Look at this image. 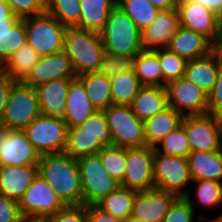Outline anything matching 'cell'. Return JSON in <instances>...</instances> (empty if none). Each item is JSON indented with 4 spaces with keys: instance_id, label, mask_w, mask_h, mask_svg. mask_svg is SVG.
Returning <instances> with one entry per match:
<instances>
[{
    "instance_id": "6da1fadb",
    "label": "cell",
    "mask_w": 222,
    "mask_h": 222,
    "mask_svg": "<svg viewBox=\"0 0 222 222\" xmlns=\"http://www.w3.org/2000/svg\"><path fill=\"white\" fill-rule=\"evenodd\" d=\"M38 173L52 187L65 205L83 204L78 160L66 153L40 157Z\"/></svg>"
},
{
    "instance_id": "7a4b0ae2",
    "label": "cell",
    "mask_w": 222,
    "mask_h": 222,
    "mask_svg": "<svg viewBox=\"0 0 222 222\" xmlns=\"http://www.w3.org/2000/svg\"><path fill=\"white\" fill-rule=\"evenodd\" d=\"M64 51L72 60L77 75L98 72L105 48L99 32L68 27L64 38Z\"/></svg>"
},
{
    "instance_id": "3957f363",
    "label": "cell",
    "mask_w": 222,
    "mask_h": 222,
    "mask_svg": "<svg viewBox=\"0 0 222 222\" xmlns=\"http://www.w3.org/2000/svg\"><path fill=\"white\" fill-rule=\"evenodd\" d=\"M105 51L134 58L142 50L141 30L120 6L109 14L105 28L100 32Z\"/></svg>"
},
{
    "instance_id": "277c9868",
    "label": "cell",
    "mask_w": 222,
    "mask_h": 222,
    "mask_svg": "<svg viewBox=\"0 0 222 222\" xmlns=\"http://www.w3.org/2000/svg\"><path fill=\"white\" fill-rule=\"evenodd\" d=\"M40 114L36 89L16 81L10 90L0 128L24 130Z\"/></svg>"
},
{
    "instance_id": "5b68a950",
    "label": "cell",
    "mask_w": 222,
    "mask_h": 222,
    "mask_svg": "<svg viewBox=\"0 0 222 222\" xmlns=\"http://www.w3.org/2000/svg\"><path fill=\"white\" fill-rule=\"evenodd\" d=\"M113 146L121 148L145 147L144 122L130 105L113 104L104 110Z\"/></svg>"
},
{
    "instance_id": "8992f818",
    "label": "cell",
    "mask_w": 222,
    "mask_h": 222,
    "mask_svg": "<svg viewBox=\"0 0 222 222\" xmlns=\"http://www.w3.org/2000/svg\"><path fill=\"white\" fill-rule=\"evenodd\" d=\"M153 178L155 188L186 197L192 185L187 157L171 156L154 152Z\"/></svg>"
},
{
    "instance_id": "52a82bcc",
    "label": "cell",
    "mask_w": 222,
    "mask_h": 222,
    "mask_svg": "<svg viewBox=\"0 0 222 222\" xmlns=\"http://www.w3.org/2000/svg\"><path fill=\"white\" fill-rule=\"evenodd\" d=\"M27 42L40 55H50L64 50L67 27L47 13L24 19Z\"/></svg>"
},
{
    "instance_id": "ba28073f",
    "label": "cell",
    "mask_w": 222,
    "mask_h": 222,
    "mask_svg": "<svg viewBox=\"0 0 222 222\" xmlns=\"http://www.w3.org/2000/svg\"><path fill=\"white\" fill-rule=\"evenodd\" d=\"M77 160L85 206L96 205L120 186V182L110 176L105 169L98 155L85 156Z\"/></svg>"
},
{
    "instance_id": "9c48e42d",
    "label": "cell",
    "mask_w": 222,
    "mask_h": 222,
    "mask_svg": "<svg viewBox=\"0 0 222 222\" xmlns=\"http://www.w3.org/2000/svg\"><path fill=\"white\" fill-rule=\"evenodd\" d=\"M24 131L40 156L64 152L68 126L63 118L40 114Z\"/></svg>"
},
{
    "instance_id": "30bf717a",
    "label": "cell",
    "mask_w": 222,
    "mask_h": 222,
    "mask_svg": "<svg viewBox=\"0 0 222 222\" xmlns=\"http://www.w3.org/2000/svg\"><path fill=\"white\" fill-rule=\"evenodd\" d=\"M155 148L150 146L126 148L127 169L120 186L135 192L155 188L153 158Z\"/></svg>"
},
{
    "instance_id": "8fae6325",
    "label": "cell",
    "mask_w": 222,
    "mask_h": 222,
    "mask_svg": "<svg viewBox=\"0 0 222 222\" xmlns=\"http://www.w3.org/2000/svg\"><path fill=\"white\" fill-rule=\"evenodd\" d=\"M180 26L207 37L216 47L222 37L219 16L195 0H179Z\"/></svg>"
},
{
    "instance_id": "7c38bea8",
    "label": "cell",
    "mask_w": 222,
    "mask_h": 222,
    "mask_svg": "<svg viewBox=\"0 0 222 222\" xmlns=\"http://www.w3.org/2000/svg\"><path fill=\"white\" fill-rule=\"evenodd\" d=\"M168 105L187 115L208 114V95L185 76L166 85Z\"/></svg>"
},
{
    "instance_id": "4fadbf2b",
    "label": "cell",
    "mask_w": 222,
    "mask_h": 222,
    "mask_svg": "<svg viewBox=\"0 0 222 222\" xmlns=\"http://www.w3.org/2000/svg\"><path fill=\"white\" fill-rule=\"evenodd\" d=\"M64 206L62 200L39 173L19 200L23 216L51 217Z\"/></svg>"
},
{
    "instance_id": "5bb4252c",
    "label": "cell",
    "mask_w": 222,
    "mask_h": 222,
    "mask_svg": "<svg viewBox=\"0 0 222 222\" xmlns=\"http://www.w3.org/2000/svg\"><path fill=\"white\" fill-rule=\"evenodd\" d=\"M40 157L24 130L0 128L1 166L38 165Z\"/></svg>"
},
{
    "instance_id": "9a60e30c",
    "label": "cell",
    "mask_w": 222,
    "mask_h": 222,
    "mask_svg": "<svg viewBox=\"0 0 222 222\" xmlns=\"http://www.w3.org/2000/svg\"><path fill=\"white\" fill-rule=\"evenodd\" d=\"M190 144L191 152L219 150L220 118L211 114L187 115L182 123Z\"/></svg>"
},
{
    "instance_id": "2e32d148",
    "label": "cell",
    "mask_w": 222,
    "mask_h": 222,
    "mask_svg": "<svg viewBox=\"0 0 222 222\" xmlns=\"http://www.w3.org/2000/svg\"><path fill=\"white\" fill-rule=\"evenodd\" d=\"M77 77L72 60L62 50L54 54L40 56L23 82L35 88L55 79H75Z\"/></svg>"
},
{
    "instance_id": "e0dca14e",
    "label": "cell",
    "mask_w": 222,
    "mask_h": 222,
    "mask_svg": "<svg viewBox=\"0 0 222 222\" xmlns=\"http://www.w3.org/2000/svg\"><path fill=\"white\" fill-rule=\"evenodd\" d=\"M179 26L177 8L160 10L156 18L141 31L143 50L167 48Z\"/></svg>"
},
{
    "instance_id": "ac0fdd59",
    "label": "cell",
    "mask_w": 222,
    "mask_h": 222,
    "mask_svg": "<svg viewBox=\"0 0 222 222\" xmlns=\"http://www.w3.org/2000/svg\"><path fill=\"white\" fill-rule=\"evenodd\" d=\"M177 198L157 188L136 192L131 215L146 222H161Z\"/></svg>"
},
{
    "instance_id": "d6986e66",
    "label": "cell",
    "mask_w": 222,
    "mask_h": 222,
    "mask_svg": "<svg viewBox=\"0 0 222 222\" xmlns=\"http://www.w3.org/2000/svg\"><path fill=\"white\" fill-rule=\"evenodd\" d=\"M186 61L209 55L216 46L204 35L179 26L167 47Z\"/></svg>"
},
{
    "instance_id": "ffe728a7",
    "label": "cell",
    "mask_w": 222,
    "mask_h": 222,
    "mask_svg": "<svg viewBox=\"0 0 222 222\" xmlns=\"http://www.w3.org/2000/svg\"><path fill=\"white\" fill-rule=\"evenodd\" d=\"M222 67V54L216 48L209 55L187 61L185 77L207 95L212 91Z\"/></svg>"
},
{
    "instance_id": "44dd1931",
    "label": "cell",
    "mask_w": 222,
    "mask_h": 222,
    "mask_svg": "<svg viewBox=\"0 0 222 222\" xmlns=\"http://www.w3.org/2000/svg\"><path fill=\"white\" fill-rule=\"evenodd\" d=\"M73 79H55L35 87L40 113L45 116L63 118L70 83Z\"/></svg>"
},
{
    "instance_id": "7402d4cb",
    "label": "cell",
    "mask_w": 222,
    "mask_h": 222,
    "mask_svg": "<svg viewBox=\"0 0 222 222\" xmlns=\"http://www.w3.org/2000/svg\"><path fill=\"white\" fill-rule=\"evenodd\" d=\"M38 174V165L1 166L0 194L19 201Z\"/></svg>"
},
{
    "instance_id": "603a6c76",
    "label": "cell",
    "mask_w": 222,
    "mask_h": 222,
    "mask_svg": "<svg viewBox=\"0 0 222 222\" xmlns=\"http://www.w3.org/2000/svg\"><path fill=\"white\" fill-rule=\"evenodd\" d=\"M66 104L63 120L68 128L80 126L97 111L78 77L70 83Z\"/></svg>"
},
{
    "instance_id": "cb8c5ba5",
    "label": "cell",
    "mask_w": 222,
    "mask_h": 222,
    "mask_svg": "<svg viewBox=\"0 0 222 222\" xmlns=\"http://www.w3.org/2000/svg\"><path fill=\"white\" fill-rule=\"evenodd\" d=\"M130 107L133 113L142 121L153 117L169 107L166 87L143 86Z\"/></svg>"
},
{
    "instance_id": "d4e9b609",
    "label": "cell",
    "mask_w": 222,
    "mask_h": 222,
    "mask_svg": "<svg viewBox=\"0 0 222 222\" xmlns=\"http://www.w3.org/2000/svg\"><path fill=\"white\" fill-rule=\"evenodd\" d=\"M192 181L214 180L222 183V153L190 152L187 156Z\"/></svg>"
},
{
    "instance_id": "484cf974",
    "label": "cell",
    "mask_w": 222,
    "mask_h": 222,
    "mask_svg": "<svg viewBox=\"0 0 222 222\" xmlns=\"http://www.w3.org/2000/svg\"><path fill=\"white\" fill-rule=\"evenodd\" d=\"M183 117L172 107H168L143 121L146 145L150 147L157 146L171 131L181 125Z\"/></svg>"
},
{
    "instance_id": "4316f807",
    "label": "cell",
    "mask_w": 222,
    "mask_h": 222,
    "mask_svg": "<svg viewBox=\"0 0 222 222\" xmlns=\"http://www.w3.org/2000/svg\"><path fill=\"white\" fill-rule=\"evenodd\" d=\"M117 0H80V28L101 32Z\"/></svg>"
},
{
    "instance_id": "83f0119b",
    "label": "cell",
    "mask_w": 222,
    "mask_h": 222,
    "mask_svg": "<svg viewBox=\"0 0 222 222\" xmlns=\"http://www.w3.org/2000/svg\"><path fill=\"white\" fill-rule=\"evenodd\" d=\"M82 81L92 105L97 111H104L113 105L110 77L99 72H88L78 76Z\"/></svg>"
},
{
    "instance_id": "f1b7e54d",
    "label": "cell",
    "mask_w": 222,
    "mask_h": 222,
    "mask_svg": "<svg viewBox=\"0 0 222 222\" xmlns=\"http://www.w3.org/2000/svg\"><path fill=\"white\" fill-rule=\"evenodd\" d=\"M40 55L25 42L0 68L13 81H24L38 62Z\"/></svg>"
},
{
    "instance_id": "f546056e",
    "label": "cell",
    "mask_w": 222,
    "mask_h": 222,
    "mask_svg": "<svg viewBox=\"0 0 222 222\" xmlns=\"http://www.w3.org/2000/svg\"><path fill=\"white\" fill-rule=\"evenodd\" d=\"M103 148L94 135L82 132L80 126L68 128L64 153L69 156L79 159L85 156L97 155Z\"/></svg>"
},
{
    "instance_id": "4dcf8cb0",
    "label": "cell",
    "mask_w": 222,
    "mask_h": 222,
    "mask_svg": "<svg viewBox=\"0 0 222 222\" xmlns=\"http://www.w3.org/2000/svg\"><path fill=\"white\" fill-rule=\"evenodd\" d=\"M133 69L143 86L162 87V69L158 55L153 50H142L137 54Z\"/></svg>"
},
{
    "instance_id": "1f68e13d",
    "label": "cell",
    "mask_w": 222,
    "mask_h": 222,
    "mask_svg": "<svg viewBox=\"0 0 222 222\" xmlns=\"http://www.w3.org/2000/svg\"><path fill=\"white\" fill-rule=\"evenodd\" d=\"M136 192L119 186L96 205L122 222L132 214Z\"/></svg>"
},
{
    "instance_id": "d6a6232c",
    "label": "cell",
    "mask_w": 222,
    "mask_h": 222,
    "mask_svg": "<svg viewBox=\"0 0 222 222\" xmlns=\"http://www.w3.org/2000/svg\"><path fill=\"white\" fill-rule=\"evenodd\" d=\"M192 185L190 186L192 189L193 184L196 189L195 197H191L192 191H189L186 198L190 204V206L196 211L197 205L202 208L208 209H217L222 207V183L214 181V180H199L192 181ZM195 198V199H192ZM198 201L194 203V201ZM197 204V205H196ZM217 207V208H216Z\"/></svg>"
},
{
    "instance_id": "836d02e7",
    "label": "cell",
    "mask_w": 222,
    "mask_h": 222,
    "mask_svg": "<svg viewBox=\"0 0 222 222\" xmlns=\"http://www.w3.org/2000/svg\"><path fill=\"white\" fill-rule=\"evenodd\" d=\"M113 104L130 105L143 87L134 69L119 76L111 77Z\"/></svg>"
},
{
    "instance_id": "e575fe53",
    "label": "cell",
    "mask_w": 222,
    "mask_h": 222,
    "mask_svg": "<svg viewBox=\"0 0 222 222\" xmlns=\"http://www.w3.org/2000/svg\"><path fill=\"white\" fill-rule=\"evenodd\" d=\"M46 13L67 28H80V0H46Z\"/></svg>"
},
{
    "instance_id": "d590c367",
    "label": "cell",
    "mask_w": 222,
    "mask_h": 222,
    "mask_svg": "<svg viewBox=\"0 0 222 222\" xmlns=\"http://www.w3.org/2000/svg\"><path fill=\"white\" fill-rule=\"evenodd\" d=\"M117 5L127 13L141 31L156 18L160 11L149 0H117Z\"/></svg>"
},
{
    "instance_id": "8d00e7d4",
    "label": "cell",
    "mask_w": 222,
    "mask_h": 222,
    "mask_svg": "<svg viewBox=\"0 0 222 222\" xmlns=\"http://www.w3.org/2000/svg\"><path fill=\"white\" fill-rule=\"evenodd\" d=\"M159 58L162 69V87L182 76H185L187 61L168 48L153 50Z\"/></svg>"
},
{
    "instance_id": "74e56055",
    "label": "cell",
    "mask_w": 222,
    "mask_h": 222,
    "mask_svg": "<svg viewBox=\"0 0 222 222\" xmlns=\"http://www.w3.org/2000/svg\"><path fill=\"white\" fill-rule=\"evenodd\" d=\"M27 31L24 19H19L5 34H0V68L25 42Z\"/></svg>"
},
{
    "instance_id": "f35d334b",
    "label": "cell",
    "mask_w": 222,
    "mask_h": 222,
    "mask_svg": "<svg viewBox=\"0 0 222 222\" xmlns=\"http://www.w3.org/2000/svg\"><path fill=\"white\" fill-rule=\"evenodd\" d=\"M155 151L160 154L187 157L191 152L184 126L181 124L171 131L157 146Z\"/></svg>"
},
{
    "instance_id": "ab89813d",
    "label": "cell",
    "mask_w": 222,
    "mask_h": 222,
    "mask_svg": "<svg viewBox=\"0 0 222 222\" xmlns=\"http://www.w3.org/2000/svg\"><path fill=\"white\" fill-rule=\"evenodd\" d=\"M97 155L110 176L121 183L127 169L126 148L104 147Z\"/></svg>"
},
{
    "instance_id": "60d3db41",
    "label": "cell",
    "mask_w": 222,
    "mask_h": 222,
    "mask_svg": "<svg viewBox=\"0 0 222 222\" xmlns=\"http://www.w3.org/2000/svg\"><path fill=\"white\" fill-rule=\"evenodd\" d=\"M196 212L186 198L178 197L161 222H207L211 220V217L205 214L200 215V212L198 216Z\"/></svg>"
},
{
    "instance_id": "b9f144b4",
    "label": "cell",
    "mask_w": 222,
    "mask_h": 222,
    "mask_svg": "<svg viewBox=\"0 0 222 222\" xmlns=\"http://www.w3.org/2000/svg\"><path fill=\"white\" fill-rule=\"evenodd\" d=\"M80 127L82 128V132L94 135L103 147L113 146L104 111H96Z\"/></svg>"
},
{
    "instance_id": "7bdbcfd3",
    "label": "cell",
    "mask_w": 222,
    "mask_h": 222,
    "mask_svg": "<svg viewBox=\"0 0 222 222\" xmlns=\"http://www.w3.org/2000/svg\"><path fill=\"white\" fill-rule=\"evenodd\" d=\"M133 67L134 58L117 56L116 54L105 51L98 72L111 78L131 71Z\"/></svg>"
},
{
    "instance_id": "ee69618b",
    "label": "cell",
    "mask_w": 222,
    "mask_h": 222,
    "mask_svg": "<svg viewBox=\"0 0 222 222\" xmlns=\"http://www.w3.org/2000/svg\"><path fill=\"white\" fill-rule=\"evenodd\" d=\"M6 2L19 19L46 13V0H6Z\"/></svg>"
},
{
    "instance_id": "f6af8a7d",
    "label": "cell",
    "mask_w": 222,
    "mask_h": 222,
    "mask_svg": "<svg viewBox=\"0 0 222 222\" xmlns=\"http://www.w3.org/2000/svg\"><path fill=\"white\" fill-rule=\"evenodd\" d=\"M51 222H87V206L65 205L55 215L50 217Z\"/></svg>"
},
{
    "instance_id": "bcb514c9",
    "label": "cell",
    "mask_w": 222,
    "mask_h": 222,
    "mask_svg": "<svg viewBox=\"0 0 222 222\" xmlns=\"http://www.w3.org/2000/svg\"><path fill=\"white\" fill-rule=\"evenodd\" d=\"M19 201L0 194V222H21Z\"/></svg>"
},
{
    "instance_id": "7dc6e473",
    "label": "cell",
    "mask_w": 222,
    "mask_h": 222,
    "mask_svg": "<svg viewBox=\"0 0 222 222\" xmlns=\"http://www.w3.org/2000/svg\"><path fill=\"white\" fill-rule=\"evenodd\" d=\"M208 114L222 118V67L215 86L208 94Z\"/></svg>"
},
{
    "instance_id": "c3c4849f",
    "label": "cell",
    "mask_w": 222,
    "mask_h": 222,
    "mask_svg": "<svg viewBox=\"0 0 222 222\" xmlns=\"http://www.w3.org/2000/svg\"><path fill=\"white\" fill-rule=\"evenodd\" d=\"M15 82L0 71V125L5 113L10 90Z\"/></svg>"
},
{
    "instance_id": "681fc988",
    "label": "cell",
    "mask_w": 222,
    "mask_h": 222,
    "mask_svg": "<svg viewBox=\"0 0 222 222\" xmlns=\"http://www.w3.org/2000/svg\"><path fill=\"white\" fill-rule=\"evenodd\" d=\"M87 222H122L120 219L103 211L97 205L87 206Z\"/></svg>"
},
{
    "instance_id": "f907efd6",
    "label": "cell",
    "mask_w": 222,
    "mask_h": 222,
    "mask_svg": "<svg viewBox=\"0 0 222 222\" xmlns=\"http://www.w3.org/2000/svg\"><path fill=\"white\" fill-rule=\"evenodd\" d=\"M6 0H0V24H6V21H18Z\"/></svg>"
},
{
    "instance_id": "816d5d0a",
    "label": "cell",
    "mask_w": 222,
    "mask_h": 222,
    "mask_svg": "<svg viewBox=\"0 0 222 222\" xmlns=\"http://www.w3.org/2000/svg\"><path fill=\"white\" fill-rule=\"evenodd\" d=\"M159 10L177 8L179 0H149Z\"/></svg>"
},
{
    "instance_id": "f5cc1de1",
    "label": "cell",
    "mask_w": 222,
    "mask_h": 222,
    "mask_svg": "<svg viewBox=\"0 0 222 222\" xmlns=\"http://www.w3.org/2000/svg\"><path fill=\"white\" fill-rule=\"evenodd\" d=\"M205 6L207 9L219 15L222 8V0H195Z\"/></svg>"
},
{
    "instance_id": "db71d44e",
    "label": "cell",
    "mask_w": 222,
    "mask_h": 222,
    "mask_svg": "<svg viewBox=\"0 0 222 222\" xmlns=\"http://www.w3.org/2000/svg\"><path fill=\"white\" fill-rule=\"evenodd\" d=\"M21 222H51L50 217L23 216Z\"/></svg>"
},
{
    "instance_id": "11a10c76",
    "label": "cell",
    "mask_w": 222,
    "mask_h": 222,
    "mask_svg": "<svg viewBox=\"0 0 222 222\" xmlns=\"http://www.w3.org/2000/svg\"><path fill=\"white\" fill-rule=\"evenodd\" d=\"M17 21H6V24H0V34H5Z\"/></svg>"
},
{
    "instance_id": "9f6ffc18",
    "label": "cell",
    "mask_w": 222,
    "mask_h": 222,
    "mask_svg": "<svg viewBox=\"0 0 222 222\" xmlns=\"http://www.w3.org/2000/svg\"><path fill=\"white\" fill-rule=\"evenodd\" d=\"M219 139V151L222 153V118H220Z\"/></svg>"
},
{
    "instance_id": "6f0895ef",
    "label": "cell",
    "mask_w": 222,
    "mask_h": 222,
    "mask_svg": "<svg viewBox=\"0 0 222 222\" xmlns=\"http://www.w3.org/2000/svg\"><path fill=\"white\" fill-rule=\"evenodd\" d=\"M123 222H146L144 220H141L139 218H136L132 215H130L126 220H124Z\"/></svg>"
},
{
    "instance_id": "680465c9",
    "label": "cell",
    "mask_w": 222,
    "mask_h": 222,
    "mask_svg": "<svg viewBox=\"0 0 222 222\" xmlns=\"http://www.w3.org/2000/svg\"><path fill=\"white\" fill-rule=\"evenodd\" d=\"M207 222H222V214L212 216L211 220Z\"/></svg>"
},
{
    "instance_id": "91938a15",
    "label": "cell",
    "mask_w": 222,
    "mask_h": 222,
    "mask_svg": "<svg viewBox=\"0 0 222 222\" xmlns=\"http://www.w3.org/2000/svg\"><path fill=\"white\" fill-rule=\"evenodd\" d=\"M218 50H219V52L222 54V37H221V40H220V42H219V44H218V46L216 47Z\"/></svg>"
},
{
    "instance_id": "94428289",
    "label": "cell",
    "mask_w": 222,
    "mask_h": 222,
    "mask_svg": "<svg viewBox=\"0 0 222 222\" xmlns=\"http://www.w3.org/2000/svg\"><path fill=\"white\" fill-rule=\"evenodd\" d=\"M218 16H219L220 26L222 28V8H221V13Z\"/></svg>"
}]
</instances>
